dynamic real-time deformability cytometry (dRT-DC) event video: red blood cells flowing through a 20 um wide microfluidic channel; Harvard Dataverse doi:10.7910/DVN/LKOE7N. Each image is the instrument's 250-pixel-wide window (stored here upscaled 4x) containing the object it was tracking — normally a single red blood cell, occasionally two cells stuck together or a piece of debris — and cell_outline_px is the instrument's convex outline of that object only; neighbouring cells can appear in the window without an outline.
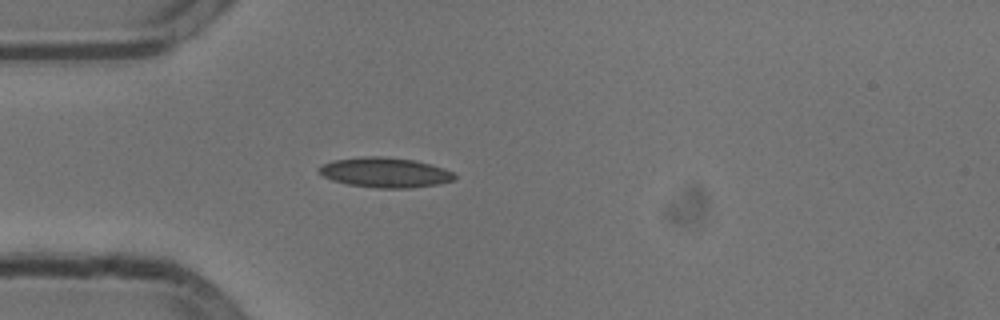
{"species": "common noctule bat (a hibernating species)", "species_latin": "Nyctalus noctula", "temperature_condition": "cold", "stored_images_in_passage": 40, "camera_frame_rate_fps": 3000, "um_per_image_px": 0.085, "animal": {"sex": "male", "body_mass_g": 13.3}, "frame": {"image": 1, "passage_image": 1, "time_ms": 0.0, "image_size_px": [1000, 320], "cell_outline_px": [[456, 176], [452, 180], [436, 184], [408, 188], [380, 188], [348, 184], [332, 180], [316, 172], [324, 164], [332, 160], [360, 156], [384, 156], [416, 160], [432, 164], [444, 168], [452, 172]], "centroid_in_image_um": [32.71, 14.64], "position_along_channel_um": 52.3, "area_um2": 23.64}}
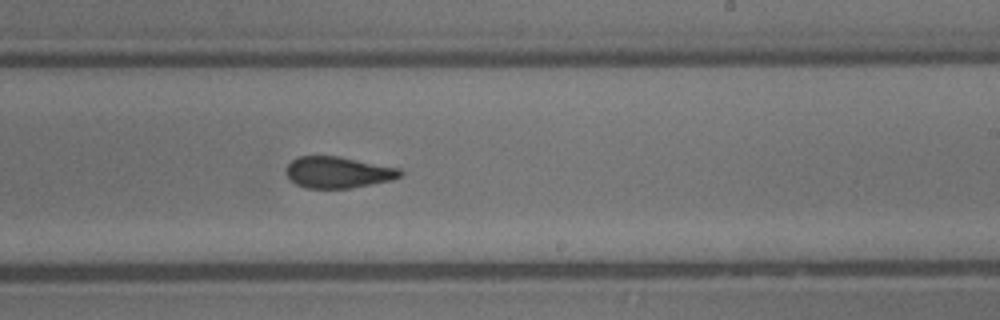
{"frame": {"image": 2, "passage_image": 18, "time_ms": 5.667, "image_size_px": [1000, 320], "cell_outline_px": [[404, 172], [400, 176], [392, 180], [352, 188], [304, 188], [296, 184], [288, 176], [288, 164], [292, 160], [300, 156], [336, 156], [400, 168]], "centroid_in_image_um": [28.77, 14.65], "position_along_channel_um": 260.2, "area_um2": 20.63}}
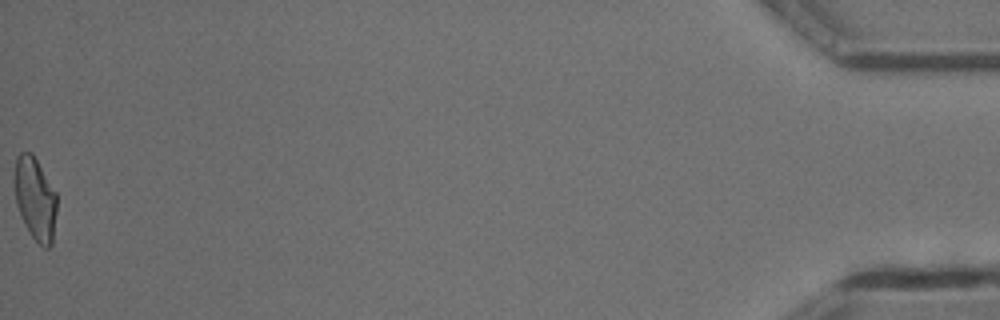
{"frame": {"image": 3, "passage_image": 40, "time_ms": 13.0, "image_size_px": [1000, 320], "cell_outline_px": [[56, 212], [52, 244], [48, 248], [44, 248], [32, 236], [24, 224], [20, 216], [16, 204], [12, 176], [16, 156], [20, 152], [32, 152], [56, 192]], "centroid_in_image_um": [2.95, 16.85], "position_along_channel_um": 432.2, "area_um2": 20.81}, "authors_computed_cell_mechanics": {"area_um2": 21.3571, "velocity_mm_per_s": 3.7999, "shape_relaxation_time_tau1_ms": 7.6965, "shape_relaxation_time_tau2_ms": 2.8753, "deformation_change_tau1": 0.1787, "deformation_change_tau2": 0.0892}}